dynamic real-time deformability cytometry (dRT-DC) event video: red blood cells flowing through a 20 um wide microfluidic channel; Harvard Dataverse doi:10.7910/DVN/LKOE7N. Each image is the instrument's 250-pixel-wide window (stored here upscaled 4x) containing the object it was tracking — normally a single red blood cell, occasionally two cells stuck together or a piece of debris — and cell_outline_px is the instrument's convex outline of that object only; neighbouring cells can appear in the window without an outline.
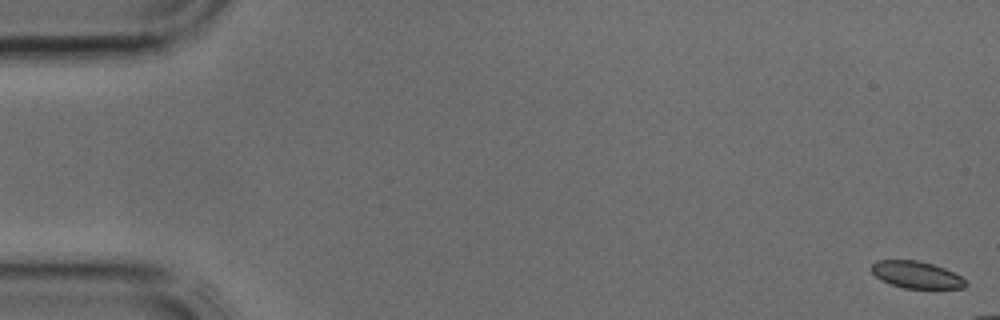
{"species": "common noctule bat (a hibernating species)", "species_latin": "Nyctalus noctula", "temperature_condition": "cold", "stored_images_in_passage": 4, "camera_frame_rate_fps": 3000, "um_per_image_px": 0.085, "animal": {"sex": "male", "body_mass_g": 17.9, "forearm_length_mm": 54.2}, "frame": {"image": 1, "passage_image": 1, "time_ms": 0.0, "image_size_px": [1000, 320], "cell_outline_px": [[968, 284], [964, 288], [904, 288], [880, 280], [872, 272], [872, 264], [876, 260], [916, 260], [932, 264], [944, 268], [960, 276]], "centroid_in_image_um": [77.88, 23.35], "position_along_channel_um": 7.1, "area_um2": 14.62}}
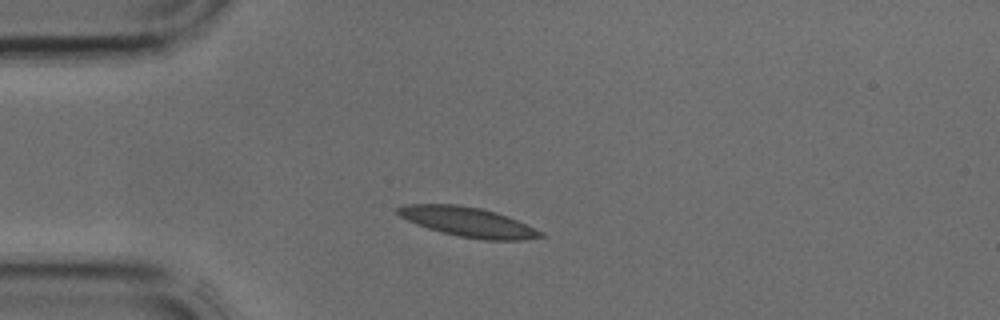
{"frame": {"image": 2, "passage_image": 4, "time_ms": 1.0, "image_size_px": [1000, 320], "cell_outline_px": [[544, 236], [524, 240], [484, 240], [460, 236], [428, 228], [416, 224], [400, 216], [396, 212], [396, 208], [404, 204], [460, 204], [480, 208], [496, 212], [516, 220], [544, 232]], "centroid_in_image_um": [39.77, 18.86], "position_along_channel_um": 45.2, "area_um2": 24.45}}